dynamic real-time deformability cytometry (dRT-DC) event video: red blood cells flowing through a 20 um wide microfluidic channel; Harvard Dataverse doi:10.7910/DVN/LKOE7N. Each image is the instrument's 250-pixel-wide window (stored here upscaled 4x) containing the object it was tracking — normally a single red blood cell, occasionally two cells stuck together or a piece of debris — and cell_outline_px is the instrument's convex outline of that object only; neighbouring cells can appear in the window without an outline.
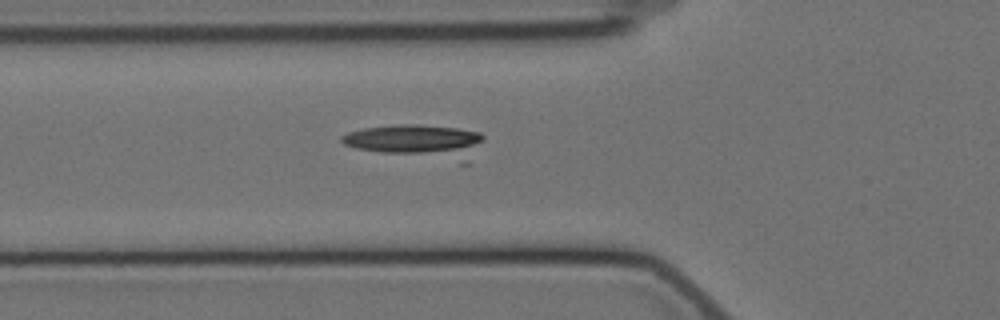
{"species": "Egyptian fruit bat (a non-hibernating species)", "species_latin": "Rousettus aegyptiacus", "temperature_condition": "cold", "stored_images_in_passage": 43, "camera_frame_rate_fps": 3000, "um_per_image_px": 0.085, "animal": {"sex": "female"}, "frame": {"image": 1, "passage_image": 7, "time_ms": 2.0, "image_size_px": [1000, 320], "cell_outline_px": [[484, 140], [468, 164], [460, 164], [356, 148], [344, 144], [340, 140], [340, 136], [348, 132], [364, 128], [400, 124], [416, 124], [456, 128], [480, 132], [484, 136]], "centroid_in_image_um": [35.55, 12.05], "position_along_channel_um": 90.2, "area_um2": 28.32}}
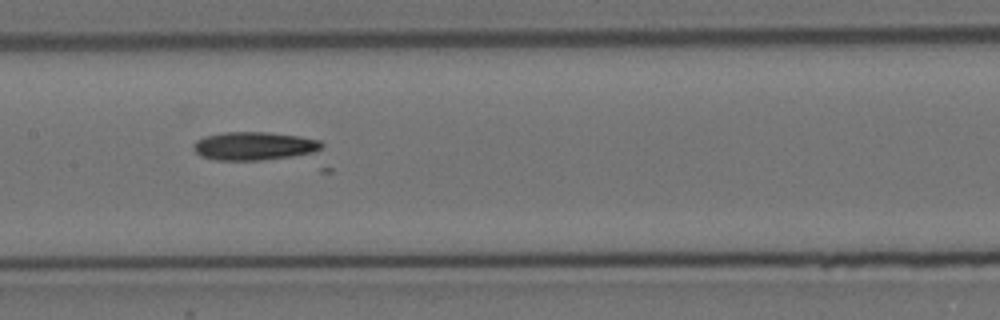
{"frame": {"image": 2, "passage_image": 15, "time_ms": 4.667, "image_size_px": [1000, 320], "cell_outline_px": [[324, 144], [320, 148], [312, 152], [292, 156], [260, 160], [216, 160], [200, 156], [192, 148], [192, 144], [196, 140], [204, 136], [224, 132], [268, 132], [300, 136], [320, 140]], "centroid_in_image_um": [21.55, 12.4], "position_along_channel_um": 185.9, "area_um2": 21.15}}
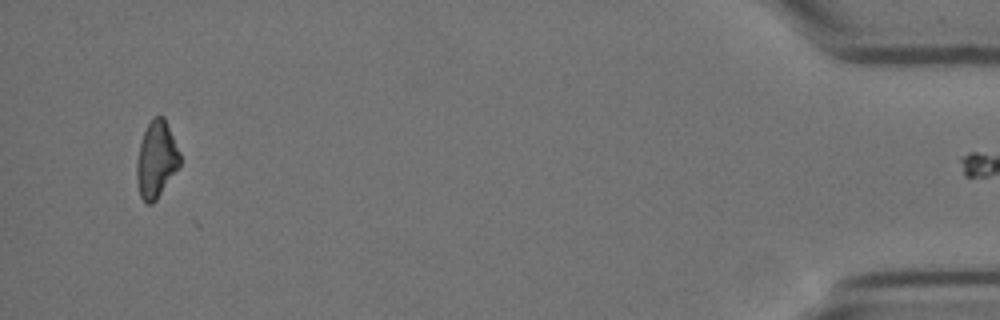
{"frame": {"image": 3, "passage_image": 42, "time_ms": 13.667, "image_size_px": [1000, 320], "cell_outline_px": [[180, 164], [156, 200], [152, 204], [148, 204], [140, 196], [136, 180], [136, 160], [140, 144], [144, 132], [152, 116], [164, 116], [180, 152]], "centroid_in_image_um": [13.27, 13.54], "position_along_channel_um": 421.9, "area_um2": 19.19}}